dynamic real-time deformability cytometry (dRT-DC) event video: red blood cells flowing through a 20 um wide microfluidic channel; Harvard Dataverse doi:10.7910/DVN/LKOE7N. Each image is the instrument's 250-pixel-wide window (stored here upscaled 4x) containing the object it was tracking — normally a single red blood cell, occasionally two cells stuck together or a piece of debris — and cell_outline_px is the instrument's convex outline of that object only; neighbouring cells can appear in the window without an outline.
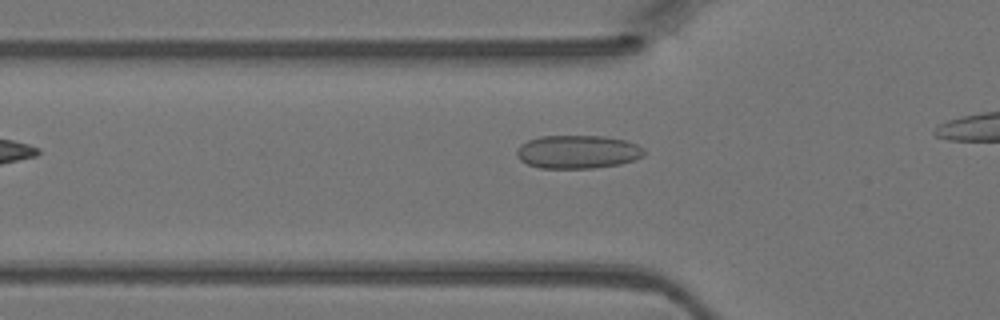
{"species": "Egyptian fruit bat (a non-hibernating species)", "species_latin": "Rousettus aegyptiacus", "temperature_condition": "warm", "stored_images_in_passage": 4, "segment_of_instrument_passage": [1, 2], "camera_frame_rate_fps": 3000, "um_per_image_px": 0.085, "animal": {"sex": "female"}, "frame": {"image": 1, "passage_image": 3, "time_ms": 0.667, "image_size_px": [1000, 320], "cell_outline_px": [[644, 156], [620, 164], [592, 168], [540, 168], [528, 164], [520, 160], [516, 156], [516, 152], [520, 144], [528, 140], [540, 136], [604, 136], [624, 140], [636, 144], [644, 148]], "centroid_in_image_um": [49.08, 12.9], "position_along_channel_um": 76.7, "area_um2": 24.74}}